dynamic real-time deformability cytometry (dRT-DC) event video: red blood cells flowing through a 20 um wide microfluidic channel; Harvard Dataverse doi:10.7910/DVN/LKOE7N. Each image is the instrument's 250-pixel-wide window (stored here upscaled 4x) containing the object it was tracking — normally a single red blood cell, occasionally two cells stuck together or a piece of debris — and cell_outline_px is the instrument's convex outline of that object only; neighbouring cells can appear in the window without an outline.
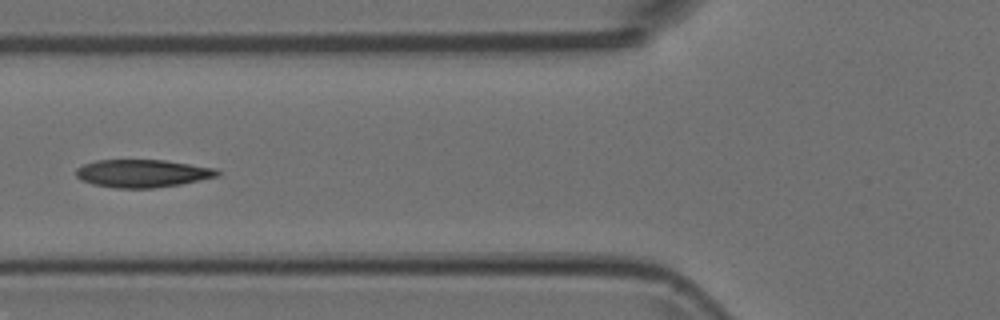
{"species": "Egyptian fruit bat (a non-hibernating species)", "species_latin": "Rousettus aegyptiacus", "temperature_condition": "room temperature", "stored_images_in_passage": 6, "camera_frame_rate_fps": 3000, "um_per_image_px": 0.085, "animal": {"sex": "female"}, "frame": {"image": 1, "passage_image": 5, "time_ms": 1.333, "image_size_px": [1000, 320], "cell_outline_px": [[220, 176], [180, 184], [152, 188], [116, 188], [92, 184], [80, 180], [76, 176], [76, 168], [84, 164], [96, 160], [164, 160], [216, 168], [220, 172]], "centroid_in_image_um": [12.1, 14.74], "position_along_channel_um": 113.7, "area_um2": 22.95}}
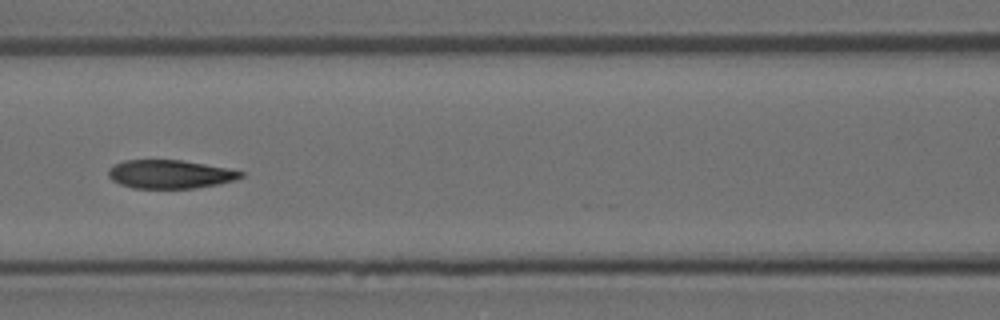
{"frame": {"image": 2, "passage_image": 6, "time_ms": 1.667, "image_size_px": [1000, 320], "cell_outline_px": [[244, 176], [236, 180], [196, 188], [132, 188], [120, 184], [112, 180], [108, 176], [108, 168], [124, 160], [180, 160], [228, 168], [244, 172]], "centroid_in_image_um": [14.45, 14.81], "position_along_channel_um": 152.2, "area_um2": 21.96}}